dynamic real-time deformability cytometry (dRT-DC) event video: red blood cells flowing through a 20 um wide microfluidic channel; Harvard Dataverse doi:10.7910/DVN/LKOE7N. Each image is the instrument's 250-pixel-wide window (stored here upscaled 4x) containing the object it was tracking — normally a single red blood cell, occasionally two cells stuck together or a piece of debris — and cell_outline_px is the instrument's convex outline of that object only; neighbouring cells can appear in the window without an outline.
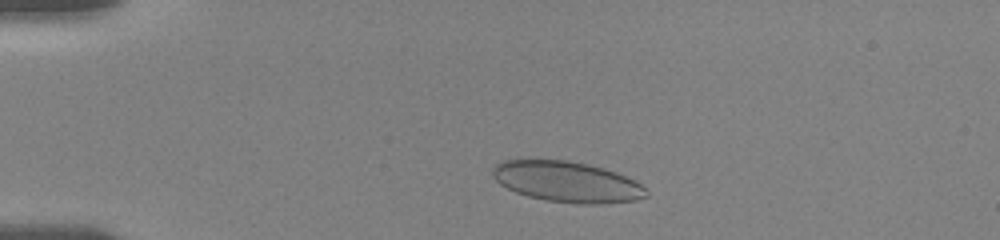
{"species": "human", "species_latin": "Homo sapiens", "temperature_condition": "room temperature", "stored_images_in_passage": 8, "camera_frame_rate_fps": 3000, "um_per_image_px": 0.085, "donor": {"sex": "female"}, "frame": {"image": 1, "passage_image": 2, "time_ms": 1.333, "image_size_px": [1000, 240], "cell_outline_px": [[648, 196], [636, 200], [600, 204], [580, 204], [544, 200], [528, 196], [516, 192], [500, 184], [492, 176], [492, 168], [496, 164], [504, 160], [528, 156], [568, 160], [588, 164], [604, 168], [616, 172], [636, 180], [648, 192]], "centroid_in_image_um": [48.14, 15.4], "position_along_channel_um": 36.9, "area_um2": 37.45}}
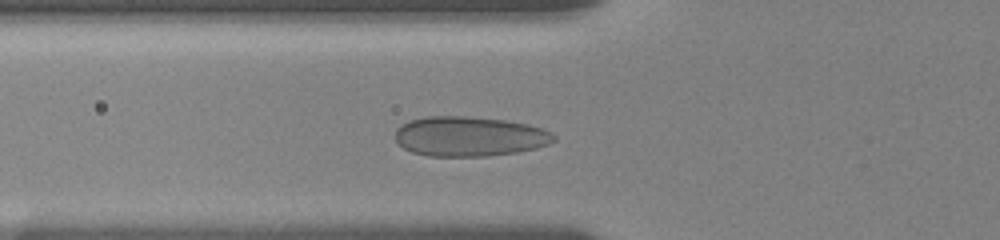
{"frame": {"image": 2, "passage_image": 7, "time_ms": 4.0, "image_size_px": [1000, 240], "cell_outline_px": [[556, 140], [548, 144], [536, 148], [516, 152], [488, 156], [428, 156], [412, 152], [404, 148], [396, 140], [396, 128], [400, 124], [408, 120], [424, 116], [464, 116], [504, 120], [528, 124], [552, 132], [556, 136]], "centroid_in_image_um": [39.88, 11.59], "position_along_channel_um": 85.9, "area_um2": 36.93}}